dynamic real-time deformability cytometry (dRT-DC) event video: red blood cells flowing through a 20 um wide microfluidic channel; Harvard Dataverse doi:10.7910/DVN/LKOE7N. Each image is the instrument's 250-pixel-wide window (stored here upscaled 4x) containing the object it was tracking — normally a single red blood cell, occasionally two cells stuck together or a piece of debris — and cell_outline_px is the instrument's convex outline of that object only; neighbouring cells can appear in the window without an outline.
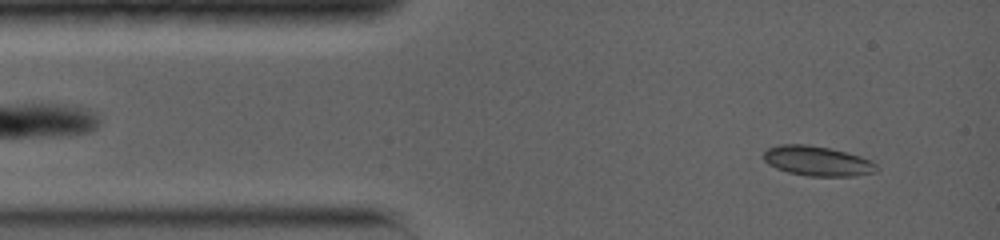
{"species": "common noctule bat (a hibernating species)", "species_latin": "Nyctalus noctula", "temperature_condition": "warm", "stored_images_in_passage": 13, "camera_frame_rate_fps": 5000, "um_per_image_px": 0.085, "animal": {"sex": "female", "body_mass_g": 19.0, "forearm_length_mm": 56.7}, "frame": {"image": 1, "passage_image": 1, "time_ms": 0.0, "image_size_px": [1000, 240], "cell_outline_px": [[880, 168], [876, 172], [852, 176], [808, 176], [788, 172], [776, 168], [768, 164], [764, 160], [764, 152], [768, 148], [780, 144], [808, 144], [848, 152], [860, 156], [876, 164]], "centroid_in_image_um": [69.48, 13.68], "position_along_channel_um": 15.5, "area_um2": 19.65}}
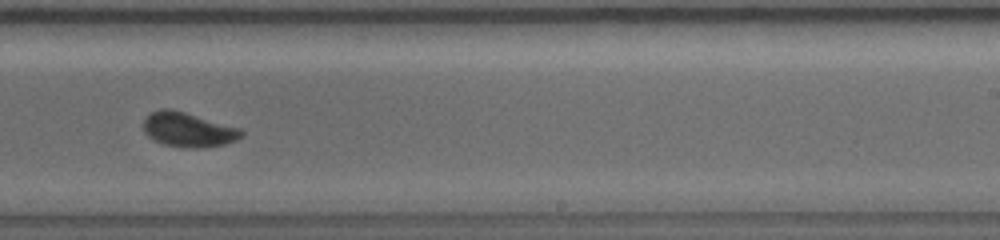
{"frame": {"image": 2, "passage_image": 8, "time_ms": 7.6, "image_size_px": [1000, 240], "cell_outline_px": [[244, 136], [236, 140], [224, 144], [200, 148], [184, 148], [164, 144], [152, 140], [144, 132], [144, 120], [152, 112], [160, 108], [172, 108], [240, 128], [244, 132]], "centroid_in_image_um": [16.0, 11.02], "position_along_channel_um": 273.0, "area_um2": 19.83}}
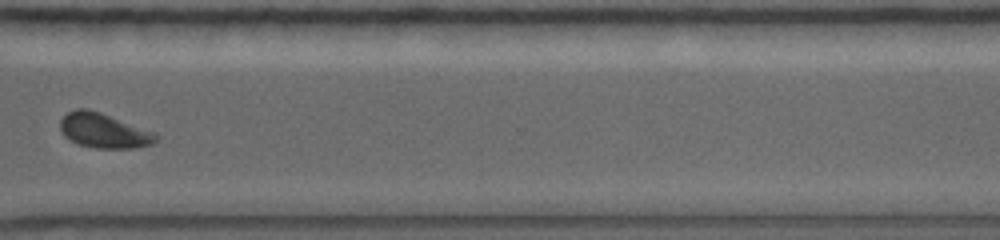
{"frame": {"image": 3, "passage_image": 10, "time_ms": 9.8, "image_size_px": [1000, 240], "cell_outline_px": [[160, 136], [152, 144], [136, 148], [96, 148], [76, 144], [64, 136], [60, 128], [60, 120], [68, 112], [76, 108], [88, 108], [100, 112], [156, 132]], "centroid_in_image_um": [8.83, 11.1], "position_along_channel_um": 361.8, "area_um2": 19.59}, "authors_computed_cell_mechanics": {"area_um2": 19.652, "velocity_mm_per_s": 4.0196, "shape_relaxation_time_tau1_ms": 3.2902, "shape_relaxation_time_tau2_ms": 1.2077, "deformation_change_tau1": 0.1184, "deformation_change_tau2": 0.0526}}